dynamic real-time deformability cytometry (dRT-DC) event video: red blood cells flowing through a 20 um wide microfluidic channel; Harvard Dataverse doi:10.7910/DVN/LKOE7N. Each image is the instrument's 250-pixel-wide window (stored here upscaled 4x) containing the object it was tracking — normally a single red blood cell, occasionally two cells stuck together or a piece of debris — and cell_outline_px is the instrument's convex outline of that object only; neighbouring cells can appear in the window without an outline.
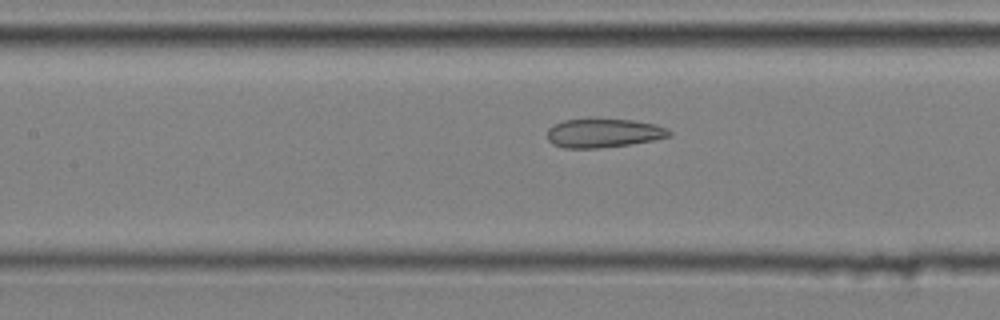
{"species": "common noctule bat (a hibernating species)", "species_latin": "Nyctalus noctula", "temperature_condition": "cold", "stored_images_in_passage": 49, "camera_frame_rate_fps": 3000, "um_per_image_px": 0.085, "animal": {"sex": "male", "body_mass_g": 20.4}, "frame": {"image": 1, "passage_image": 25, "time_ms": 8.0, "image_size_px": [1000, 320], "cell_outline_px": [[672, 136], [632, 144], [600, 148], [564, 148], [552, 144], [548, 140], [548, 128], [564, 120], [632, 120], [656, 124], [668, 128], [672, 132]], "centroid_in_image_um": [51.34, 11.33], "position_along_channel_um": 156.1, "area_um2": 20.35}}
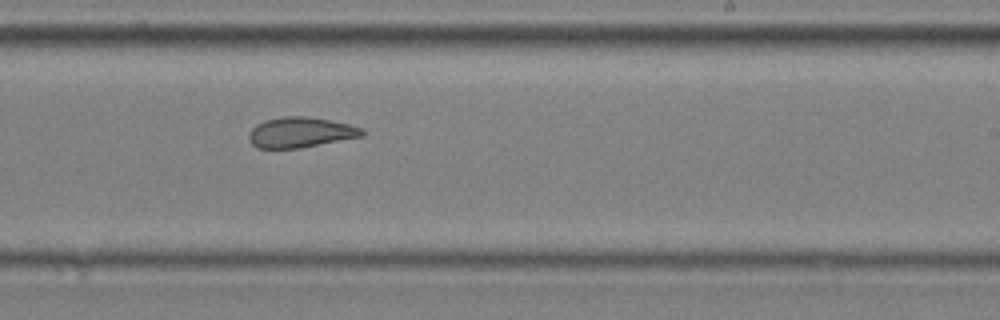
{"frame": {"image": 2, "passage_image": 34, "time_ms": 11.0, "image_size_px": [1000, 320], "cell_outline_px": [[364, 136], [300, 148], [256, 148], [248, 140], [248, 136], [252, 128], [256, 124], [264, 120], [284, 116], [304, 116], [328, 120], [348, 124], [364, 128]], "centroid_in_image_um": [25.53, 11.25], "position_along_channel_um": 263.5, "area_um2": 20.06}}
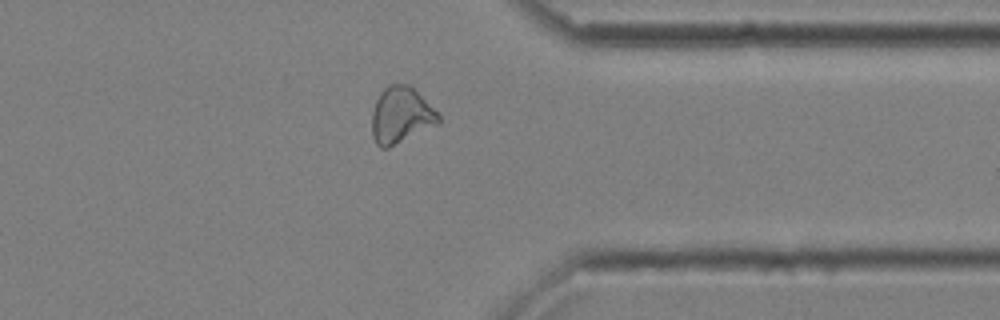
{"frame": {"image": 3, "passage_image": 44, "time_ms": 14.333, "image_size_px": [1000, 320], "cell_outline_px": [[440, 124], [388, 148], [380, 148], [376, 144], [372, 136], [372, 112], [376, 100], [380, 92], [388, 84], [408, 84], [440, 116]], "centroid_in_image_um": [34.05, 9.83], "position_along_channel_um": 377.3, "area_um2": 21.73}, "authors_computed_cell_mechanics": {"area_um2": 21.7328, "velocity_mm_per_s": 3.5903, "shape_relaxation_time_tau1_ms": null, "shape_relaxation_time_tau2_ms": 2.2878, "deformation_change_tau1": null, "deformation_change_tau2": 0.1005}}